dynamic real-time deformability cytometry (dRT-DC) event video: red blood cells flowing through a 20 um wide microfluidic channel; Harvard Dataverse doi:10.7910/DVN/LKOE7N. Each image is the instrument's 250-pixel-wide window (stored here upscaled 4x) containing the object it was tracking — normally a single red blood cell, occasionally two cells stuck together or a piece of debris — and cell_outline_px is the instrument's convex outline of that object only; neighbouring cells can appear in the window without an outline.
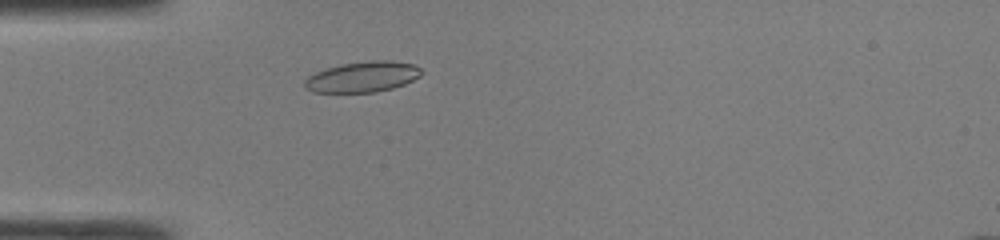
{"species": "common noctule bat (a hibernating species)", "species_latin": "Nyctalus noctula", "temperature_condition": "room temperature", "stored_images_in_passage": 40, "camera_frame_rate_fps": 3000, "um_per_image_px": 0.085, "animal": {"sex": "male", "body_mass_g": 19.0, "forearm_length_mm": 50.8}, "frame": {"image": 1, "passage_image": 7, "time_ms": 2.0, "image_size_px": [1000, 240], "cell_outline_px": [[424, 72], [420, 76], [404, 84], [392, 88], [376, 92], [312, 92], [304, 88], [304, 80], [308, 76], [316, 72], [340, 64], [372, 60], [392, 60], [412, 64], [420, 68]], "centroid_in_image_um": [30.82, 6.53], "position_along_channel_um": 54.2, "area_um2": 20.87}}
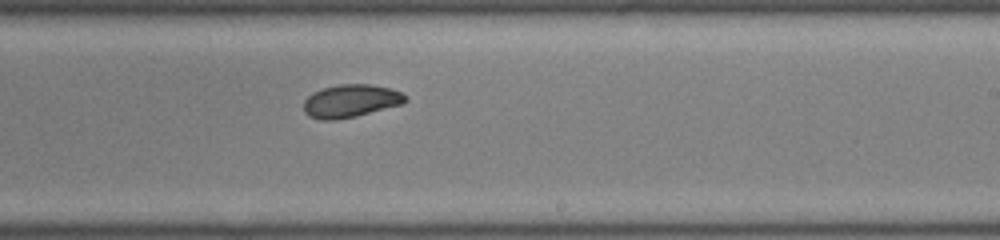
{"frame": {"image": 2, "passage_image": 22, "time_ms": 7.0, "image_size_px": [1000, 240], "cell_outline_px": [[408, 100], [404, 104], [356, 116], [332, 120], [320, 120], [308, 116], [304, 112], [304, 100], [312, 92], [320, 88], [340, 84], [372, 84], [392, 88], [400, 92]], "centroid_in_image_um": [29.8, 8.57], "position_along_channel_um": 259.2, "area_um2": 19.71}}
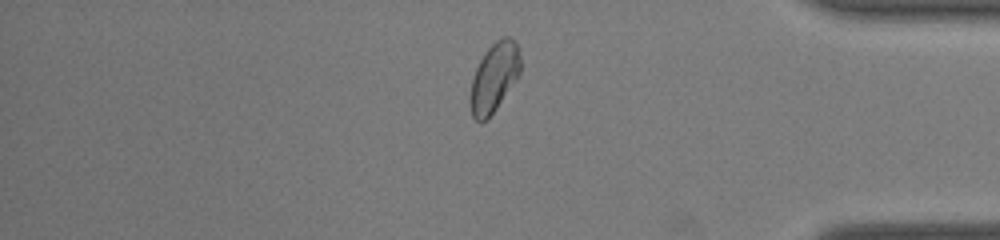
{"frame": {"image": 3, "passage_image": 33, "time_ms": 10.667, "image_size_px": [1000, 240], "cell_outline_px": [[520, 72], [496, 108], [484, 120], [476, 120], [472, 116], [468, 96], [472, 76], [484, 52], [496, 40], [504, 36], [508, 36], [516, 40], [520, 56]], "centroid_in_image_um": [41.97, 6.53], "position_along_channel_um": 393.2, "area_um2": 20.06}, "authors_computed_cell_mechanics": {"area_um2": 19.8832, "velocity_mm_per_s": 4.2676, "shape_relaxation_time_tau1_ms": 6.1273, "shape_relaxation_time_tau2_ms": 5.2986, "deformation_change_tau1": 0.1406, "deformation_change_tau2": 0.0927}}